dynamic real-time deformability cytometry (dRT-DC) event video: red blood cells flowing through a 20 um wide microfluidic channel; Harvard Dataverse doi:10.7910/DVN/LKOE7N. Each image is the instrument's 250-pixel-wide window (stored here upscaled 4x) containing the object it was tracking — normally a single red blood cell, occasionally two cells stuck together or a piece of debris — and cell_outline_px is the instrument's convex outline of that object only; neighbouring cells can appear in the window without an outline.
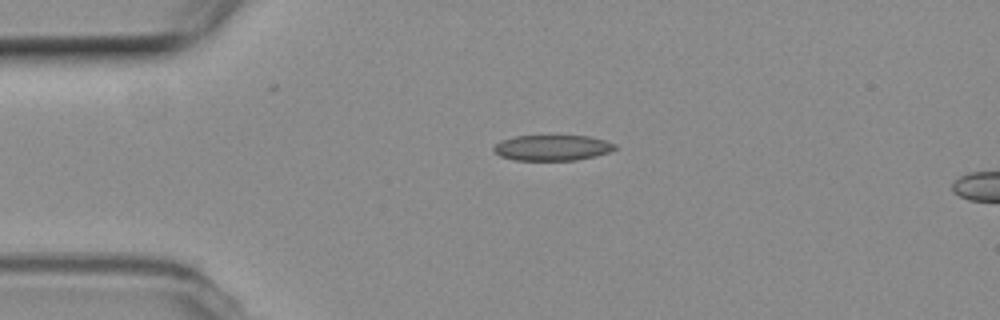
{"species": "common noctule bat (a hibernating species)", "species_latin": "Nyctalus noctula", "temperature_condition": "room temperature", "stored_images_in_passage": 40, "camera_frame_rate_fps": 3000, "um_per_image_px": 0.085, "animal": {"sex": "female", "body_mass_g": 19.3, "forearm_length_mm": 54.1}, "frame": {"image": 1, "passage_image": 1, "time_ms": 0.0, "image_size_px": [1000, 320], "cell_outline_px": [[616, 148], [608, 152], [596, 156], [576, 160], [516, 160], [500, 156], [492, 152], [492, 148], [500, 140], [516, 136], [588, 136], [604, 140], [616, 144]], "centroid_in_image_um": [46.91, 12.56], "position_along_channel_um": 38.1, "area_um2": 18.09}}
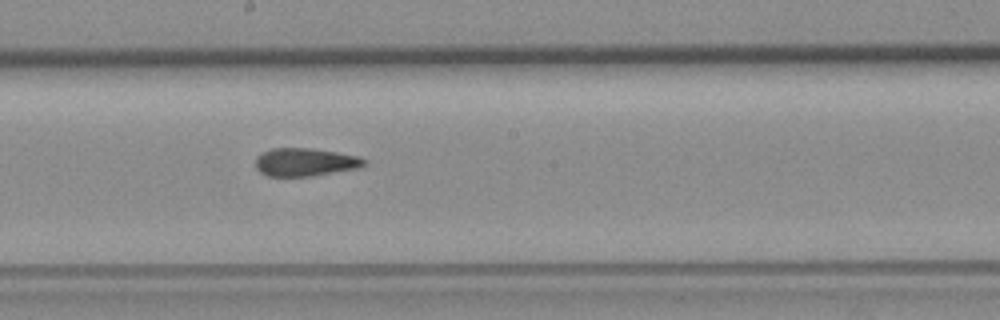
{"frame": {"image": 2, "passage_image": 18, "time_ms": 5.667, "image_size_px": [1000, 320], "cell_outline_px": [[368, 160], [364, 164], [356, 168], [308, 176], [268, 176], [260, 172], [256, 168], [256, 156], [260, 152], [272, 148], [308, 148], [336, 152], [360, 156]], "centroid_in_image_um": [25.89, 13.76], "position_along_channel_um": 222.3, "area_um2": 17.63}}
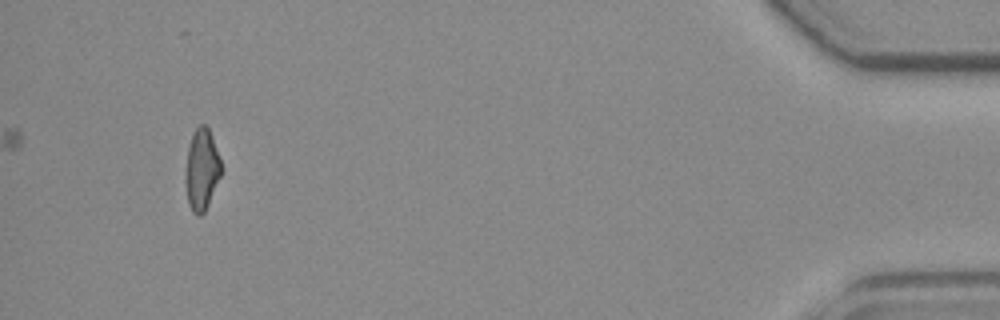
{"frame": {"image": 3, "passage_image": 40, "time_ms": 13.0, "image_size_px": [1000, 320], "cell_outline_px": [[220, 176], [208, 204], [204, 212], [200, 216], [196, 216], [192, 212], [188, 204], [184, 180], [184, 176], [188, 148], [192, 136], [196, 128], [200, 124], [204, 124], [208, 128], [220, 156]], "centroid_in_image_um": [17.12, 14.44], "position_along_channel_um": 418.1, "area_um2": 16.88}, "authors_computed_cell_mechanics": {"area_um2": 17.8602, "velocity_mm_per_s": 3.7583, "shape_relaxation_time_tau1_ms": null, "shape_relaxation_time_tau2_ms": 2.9064, "deformation_change_tau1": null, "deformation_change_tau2": 0.1128}}